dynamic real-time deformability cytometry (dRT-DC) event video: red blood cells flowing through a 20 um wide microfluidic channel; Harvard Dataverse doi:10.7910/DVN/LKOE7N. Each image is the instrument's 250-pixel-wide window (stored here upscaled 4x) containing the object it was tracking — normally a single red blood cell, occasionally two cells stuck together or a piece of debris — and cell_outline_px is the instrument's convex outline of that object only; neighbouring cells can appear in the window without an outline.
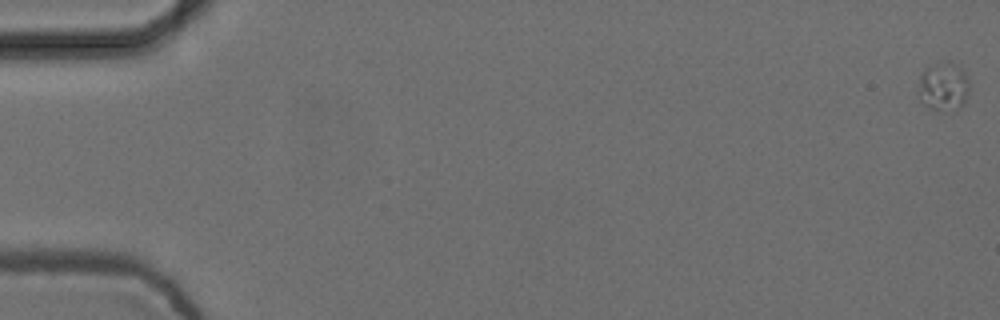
{"species": "common noctule bat (a hibernating species)", "species_latin": "Nyctalus noctula", "temperature_condition": "cold", "stored_images_in_passage": 22, "camera_frame_rate_fps": 3000, "um_per_image_px": 0.085, "animal": {"sex": "female", "body_mass_g": 24.6, "forearm_length_mm": 56.2}, "frame": {"image": 1, "passage_image": 1, "time_ms": 0.0, "image_size_px": [1000, 320], "cell_outline_px": [[968, 96], [964, 104], [936, 112], [928, 108], [920, 100], [920, 76], [928, 68], [936, 64], [948, 60], [952, 60], [964, 72], [968, 80]], "centroid_in_image_um": [80.21, 7.35], "position_along_channel_um": 4.8, "area_um2": 14.1}}